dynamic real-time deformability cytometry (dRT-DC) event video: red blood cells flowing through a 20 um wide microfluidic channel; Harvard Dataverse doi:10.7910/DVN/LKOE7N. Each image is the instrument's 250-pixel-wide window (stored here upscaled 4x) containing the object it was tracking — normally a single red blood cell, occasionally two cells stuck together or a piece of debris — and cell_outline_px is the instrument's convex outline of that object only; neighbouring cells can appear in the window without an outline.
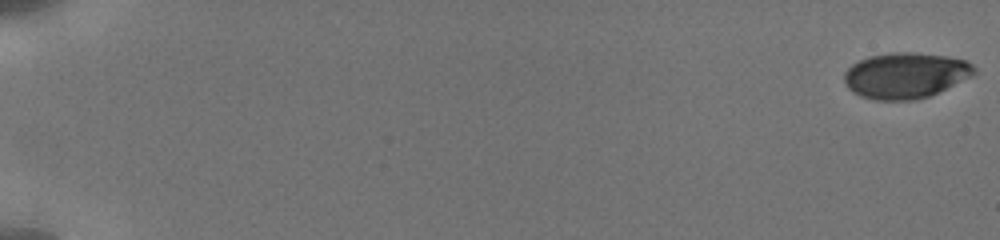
{"species": "human", "species_latin": "Homo sapiens", "temperature_condition": "cold", "stored_images_in_passage": 56, "camera_frame_rate_fps": 3000, "um_per_image_px": 0.085, "donor": {"sex": "male"}, "frame": {"image": 1, "passage_image": 1, "time_ms": 0.0, "image_size_px": [1000, 240], "cell_outline_px": [[976, 72], [972, 76], [928, 96], [916, 100], [876, 100], [860, 96], [852, 92], [844, 84], [844, 72], [852, 64], [868, 56], [892, 52], [908, 52], [944, 56], [964, 60], [972, 64], [976, 68]], "centroid_in_image_um": [76.93, 6.41], "position_along_channel_um": 8.1, "area_um2": 34.56}}
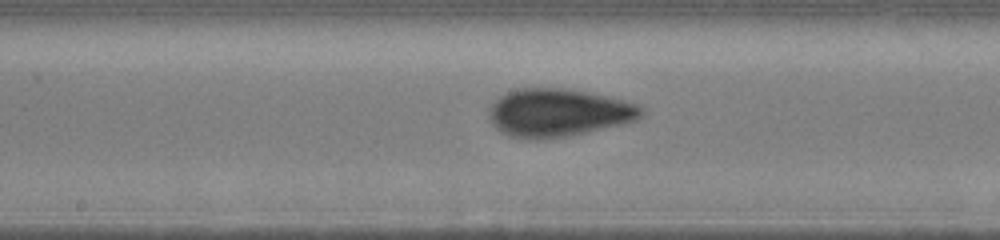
{"frame": {"image": 2, "passage_image": 32, "time_ms": 10.333, "image_size_px": [1000, 240], "cell_outline_px": [[644, 116], [636, 120], [620, 124], [568, 136], [536, 140], [532, 140], [508, 136], [500, 132], [492, 124], [488, 116], [488, 108], [500, 96], [516, 88], [564, 88], [588, 92], [640, 104], [644, 108]], "centroid_in_image_um": [47.43, 9.58], "position_along_channel_um": 200.8, "area_um2": 42.77}}
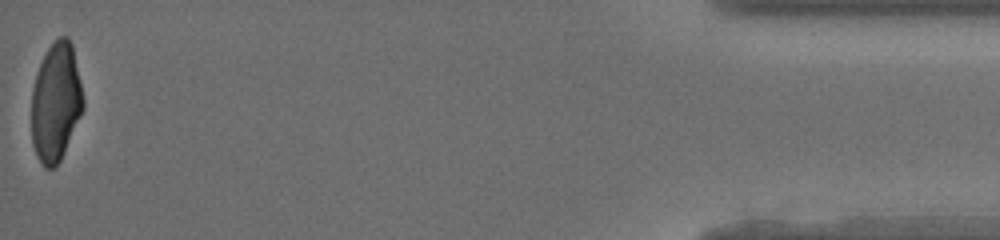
{"frame": {"image": 3, "passage_image": 56, "time_ms": 18.333, "image_size_px": [1000, 240], "cell_outline_px": [[84, 108], [64, 152], [60, 160], [52, 168], [44, 168], [36, 156], [32, 144], [32, 88], [40, 64], [48, 48], [60, 36], [68, 36], [72, 44], [80, 80], [84, 100]], "centroid_in_image_um": [4.75, 8.7], "position_along_channel_um": 430.5, "area_um2": 35.49}, "authors_computed_cell_mechanics": {"area_um2": 38.8127, "velocity_mm_per_s": 3.8546, "shape_relaxation_time_tau1_ms": 3.9576, "shape_relaxation_time_tau2_ms": 0.984, "deformation_change_tau1": 0.1583, "deformation_change_tau2": 0.0454}}